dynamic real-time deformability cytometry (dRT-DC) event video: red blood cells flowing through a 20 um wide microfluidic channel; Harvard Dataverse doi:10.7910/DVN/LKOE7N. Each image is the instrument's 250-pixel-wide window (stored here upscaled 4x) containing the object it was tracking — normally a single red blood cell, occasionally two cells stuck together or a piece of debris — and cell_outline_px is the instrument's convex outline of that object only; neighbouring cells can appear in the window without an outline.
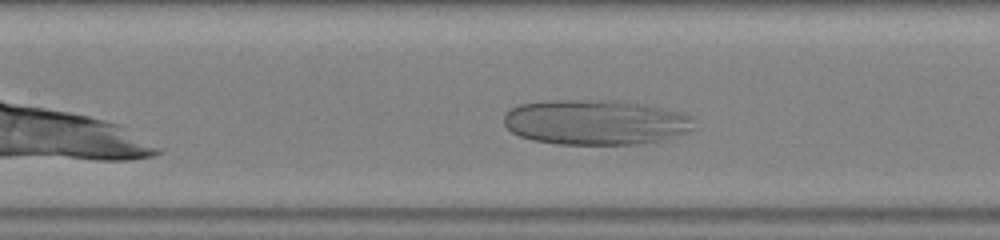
{"species": "human", "species_latin": "Homo sapiens", "temperature_condition": "warm", "stored_images_in_passage": 40, "camera_frame_rate_fps": 3000, "um_per_image_px": 0.085, "donor": {"sex": "male"}, "frame": {"image": 1, "passage_image": 12, "time_ms": 3.667, "image_size_px": [1000, 240], "cell_outline_px": [[696, 128], [688, 132], [668, 140], [644, 144], [556, 144], [532, 140], [520, 136], [512, 132], [504, 124], [504, 116], [512, 108], [520, 104], [548, 100], [620, 100], [644, 104], [684, 112], [692, 116]], "centroid_in_image_um": [50.71, 10.39], "position_along_channel_um": 156.7, "area_um2": 50.81}}